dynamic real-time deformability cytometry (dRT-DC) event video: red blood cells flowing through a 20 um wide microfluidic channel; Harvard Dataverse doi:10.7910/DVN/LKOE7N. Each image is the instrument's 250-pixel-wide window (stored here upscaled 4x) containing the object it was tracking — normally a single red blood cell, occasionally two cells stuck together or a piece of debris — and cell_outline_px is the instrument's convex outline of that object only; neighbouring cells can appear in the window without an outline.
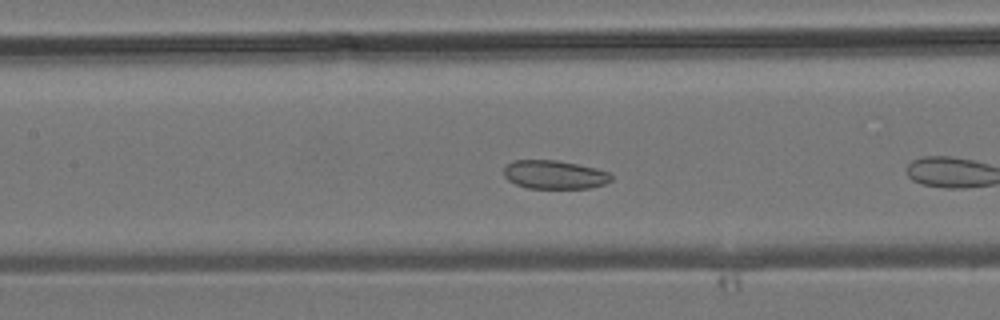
{"species": "common noctule bat (a hibernating species)", "species_latin": "Nyctalus noctula", "temperature_condition": "room temperature", "stored_images_in_passage": 9, "camera_frame_rate_fps": 3000, "um_per_image_px": 0.085, "animal": {"sex": "male", "body_mass_g": 19.2, "forearm_length_mm": 51.8}, "frame": {"image": 1, "passage_image": 8, "time_ms": 2.333, "image_size_px": [1000, 320], "cell_outline_px": [[612, 180], [604, 184], [588, 188], [528, 188], [516, 184], [508, 180], [504, 176], [504, 168], [512, 160], [556, 160], [596, 168], [608, 172], [612, 176]], "centroid_in_image_um": [47.12, 14.84], "position_along_channel_um": 160.3, "area_um2": 17.8}}